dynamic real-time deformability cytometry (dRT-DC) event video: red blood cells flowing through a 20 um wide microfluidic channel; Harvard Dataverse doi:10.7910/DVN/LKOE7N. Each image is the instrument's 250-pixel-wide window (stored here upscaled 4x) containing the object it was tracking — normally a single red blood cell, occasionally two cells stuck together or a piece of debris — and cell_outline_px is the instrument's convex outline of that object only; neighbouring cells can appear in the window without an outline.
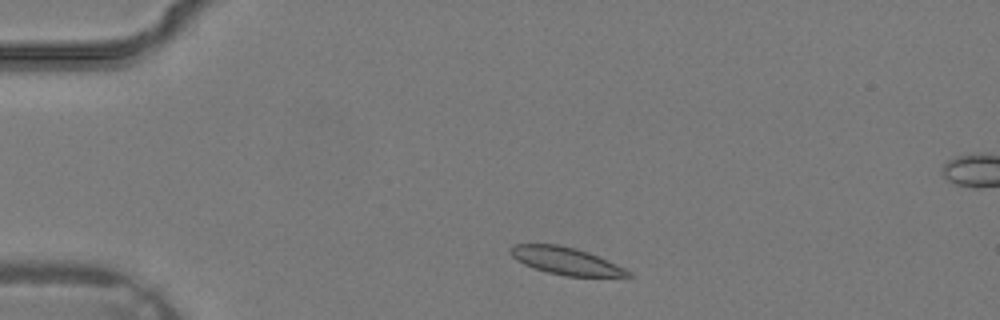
{"species": "common noctule bat (a hibernating species)", "species_latin": "Nyctalus noctula", "temperature_condition": "warm", "stored_images_in_passage": 31, "camera_frame_rate_fps": 3000, "um_per_image_px": 0.085, "animal": {"sex": "male", "body_mass_g": 19.2, "forearm_length_mm": 51.8}, "frame": {"image": 1, "passage_image": 3, "time_ms": 0.667, "image_size_px": [1000, 320], "cell_outline_px": [[636, 276], [568, 276], [548, 272], [532, 268], [516, 260], [508, 252], [508, 248], [512, 244], [556, 244], [576, 248], [588, 252], [624, 268], [632, 272]], "centroid_in_image_um": [48.04, 22.16], "position_along_channel_um": 37.0, "area_um2": 18.67}}
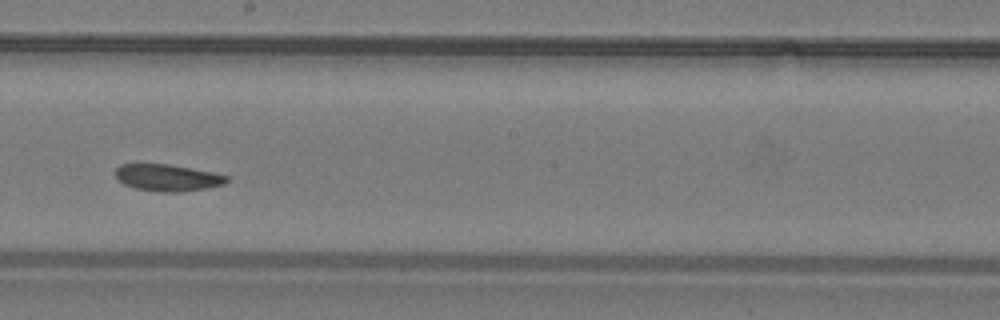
{"frame": {"image": 2, "passage_image": 16, "time_ms": 5.0, "image_size_px": [1000, 320], "cell_outline_px": [[228, 180], [224, 184], [204, 188], [180, 192], [160, 192], [136, 188], [124, 184], [116, 176], [116, 168], [120, 164], [168, 164], [212, 172], [228, 176]], "centroid_in_image_um": [14.23, 15.1], "position_along_channel_um": 234.0, "area_um2": 17.11}}
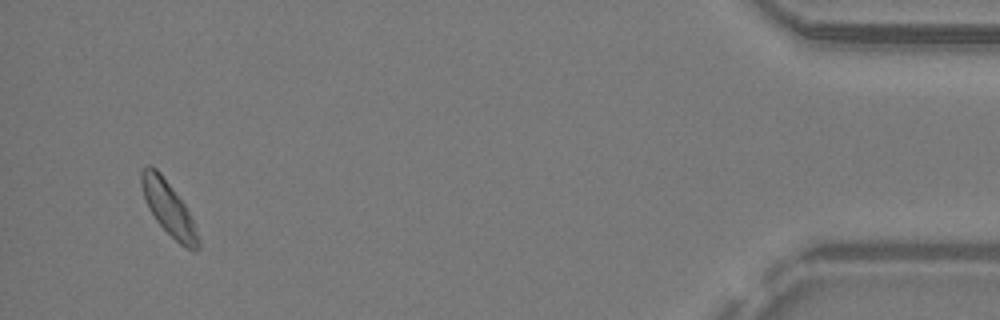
{"frame": {"image": 3, "passage_image": 30, "time_ms": 9.667, "image_size_px": [1000, 320], "cell_outline_px": [[200, 248], [196, 252], [184, 248], [156, 220], [148, 208], [140, 184], [140, 172], [144, 164], [152, 164], [160, 172], [184, 204], [192, 220], [200, 240]], "centroid_in_image_um": [14.31, 17.68], "position_along_channel_um": 420.9, "area_um2": 17.74}}